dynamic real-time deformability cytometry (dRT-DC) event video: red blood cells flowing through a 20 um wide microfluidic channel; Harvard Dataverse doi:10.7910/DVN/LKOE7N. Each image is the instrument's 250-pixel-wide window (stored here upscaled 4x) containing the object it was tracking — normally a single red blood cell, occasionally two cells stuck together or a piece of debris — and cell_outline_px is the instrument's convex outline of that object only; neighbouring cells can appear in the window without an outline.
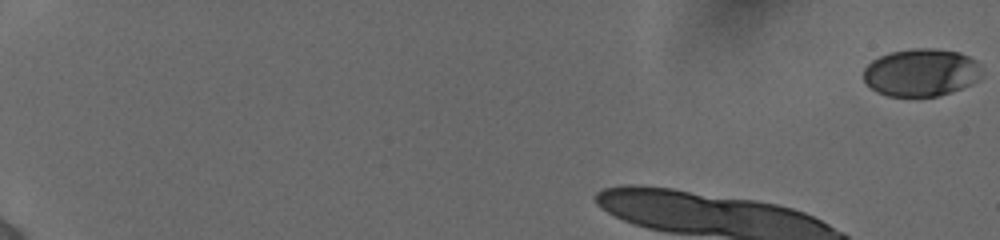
{"species": "human", "species_latin": "Homo sapiens", "temperature_condition": "cold", "stored_images_in_passage": 13, "camera_frame_rate_fps": 3000, "um_per_image_px": 0.085, "donor": {"sex": "female"}, "frame": {"image": 1, "passage_image": 1, "time_ms": 0.0, "image_size_px": [1000, 240], "cell_outline_px": [[980, 76], [972, 84], [940, 96], [888, 96], [876, 92], [864, 80], [864, 68], [872, 60], [880, 56], [892, 52], [916, 48], [932, 48], [960, 52], [976, 60]], "centroid_in_image_um": [78.28, 6.16], "position_along_channel_um": 6.7, "area_um2": 32.6}}